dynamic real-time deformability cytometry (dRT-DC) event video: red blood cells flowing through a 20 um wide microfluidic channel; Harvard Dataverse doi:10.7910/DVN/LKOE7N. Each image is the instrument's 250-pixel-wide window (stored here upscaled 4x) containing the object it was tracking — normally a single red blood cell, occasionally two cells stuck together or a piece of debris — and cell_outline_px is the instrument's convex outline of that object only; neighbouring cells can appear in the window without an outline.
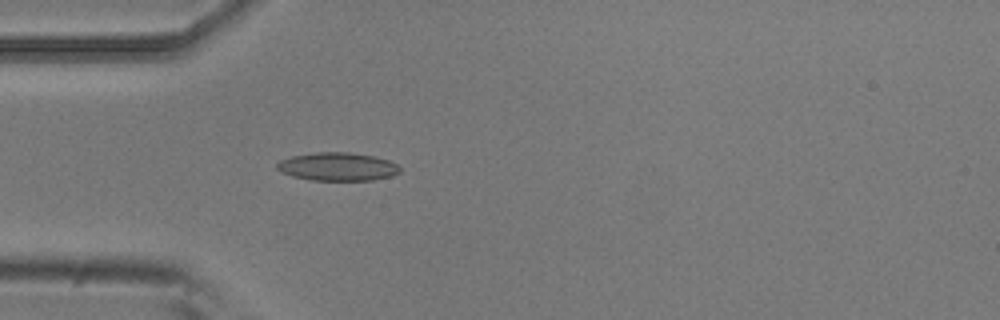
{"species": "common noctule bat (a hibernating species)", "species_latin": "Nyctalus noctula", "temperature_condition": "room temperature", "stored_images_in_passage": 5, "camera_frame_rate_fps": 3000, "um_per_image_px": 0.085, "animal": {"sex": "male", "body_mass_g": 20.5, "forearm_length_mm": 52.5}, "frame": {"image": 1, "passage_image": 5, "time_ms": 1.333, "image_size_px": [1000, 320], "cell_outline_px": [[400, 172], [392, 176], [372, 180], [312, 180], [292, 176], [276, 168], [276, 164], [280, 160], [292, 156], [316, 152], [348, 152], [372, 156], [388, 160], [396, 164], [400, 168]], "centroid_in_image_um": [28.7, 14.16], "position_along_channel_um": 56.3, "area_um2": 20.06}}